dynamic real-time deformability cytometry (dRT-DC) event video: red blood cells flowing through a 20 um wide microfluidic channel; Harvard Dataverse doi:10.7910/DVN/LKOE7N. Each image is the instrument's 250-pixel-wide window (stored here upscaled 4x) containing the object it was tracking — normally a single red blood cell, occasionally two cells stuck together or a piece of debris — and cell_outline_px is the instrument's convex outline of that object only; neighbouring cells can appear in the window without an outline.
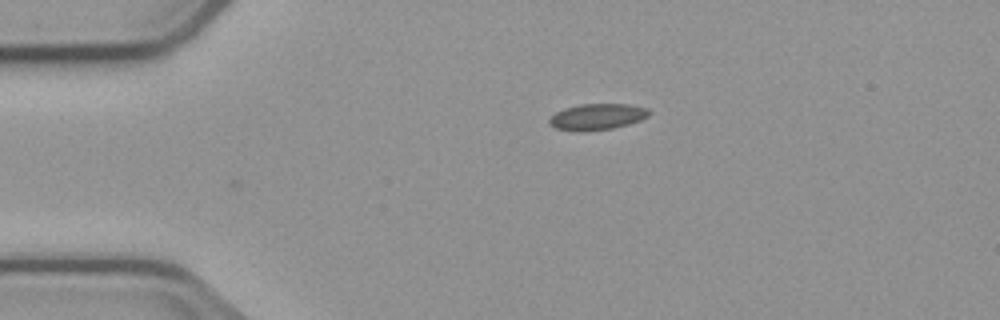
{"species": "common noctule bat (a hibernating species)", "species_latin": "Nyctalus noctula", "temperature_condition": "cold", "stored_images_in_passage": 2, "camera_frame_rate_fps": 3000, "um_per_image_px": 0.085, "animal": {"sex": "male", "body_mass_g": 23.1, "forearm_length_mm": 52.7}, "frame": {"image": 1, "passage_image": 1, "time_ms": 0.0, "image_size_px": [1000, 320], "cell_outline_px": [[648, 116], [640, 120], [628, 124], [612, 128], [580, 132], [576, 132], [556, 128], [548, 124], [548, 120], [556, 112], [564, 108], [580, 104], [628, 104], [648, 108]], "centroid_in_image_um": [50.72, 9.93], "position_along_channel_um": 34.3, "area_um2": 15.2}}